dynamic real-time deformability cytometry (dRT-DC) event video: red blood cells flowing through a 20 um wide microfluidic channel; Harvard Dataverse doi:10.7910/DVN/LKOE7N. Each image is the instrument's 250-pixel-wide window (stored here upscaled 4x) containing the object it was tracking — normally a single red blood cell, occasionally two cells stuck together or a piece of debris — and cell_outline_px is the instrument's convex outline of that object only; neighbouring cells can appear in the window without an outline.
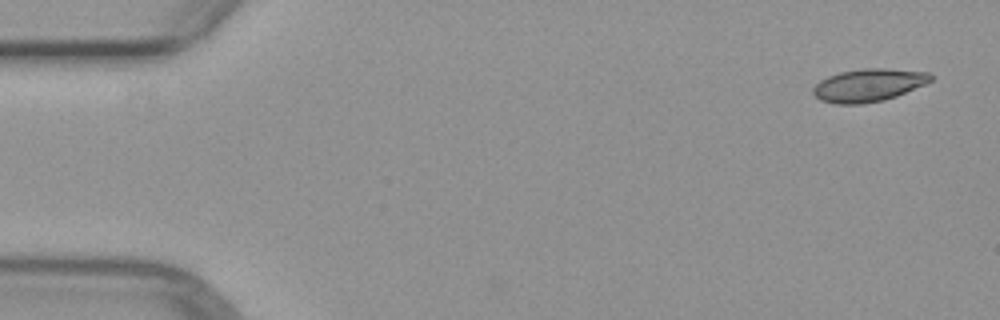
{"species": "common noctule bat (a hibernating species)", "species_latin": "Nyctalus noctula", "temperature_condition": "warm", "stored_images_in_passage": 4, "segment_of_instrument_passage": [1, 2], "camera_frame_rate_fps": 3000, "um_per_image_px": 0.085, "animal": {"sex": "female", "body_mass_g": 29.2, "forearm_length_mm": 56.3}, "frame": {"image": 1, "passage_image": 1, "time_ms": 0.0, "image_size_px": [1000, 320], "cell_outline_px": [[932, 80], [924, 84], [896, 96], [884, 100], [860, 104], [836, 104], [820, 100], [812, 92], [812, 88], [820, 80], [828, 76], [840, 72], [864, 68], [884, 68], [928, 72], [932, 76]], "centroid_in_image_um": [73.79, 7.24], "position_along_channel_um": 11.2, "area_um2": 22.37}}
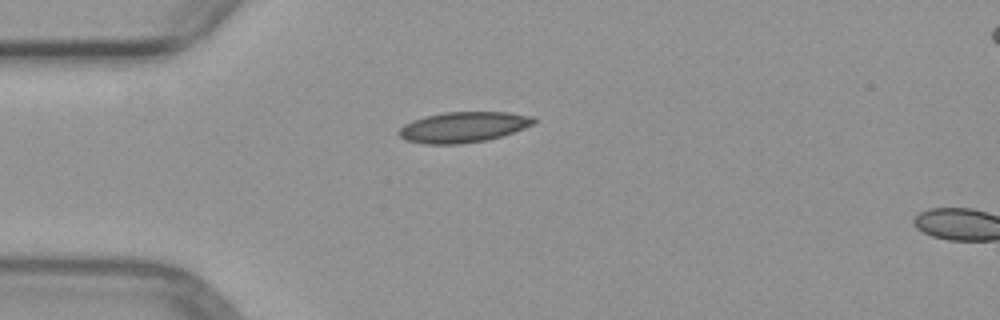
{"frame": {"image": 2, "passage_image": 3, "time_ms": 3.667, "image_size_px": [1000, 320], "cell_outline_px": [[540, 120], [536, 124], [500, 136], [484, 140], [460, 144], [424, 144], [408, 140], [400, 136], [396, 132], [404, 124], [412, 120], [424, 116], [444, 112], [508, 112], [532, 116]], "centroid_in_image_um": [39.4, 10.79], "position_along_channel_um": 45.6, "area_um2": 24.1}}